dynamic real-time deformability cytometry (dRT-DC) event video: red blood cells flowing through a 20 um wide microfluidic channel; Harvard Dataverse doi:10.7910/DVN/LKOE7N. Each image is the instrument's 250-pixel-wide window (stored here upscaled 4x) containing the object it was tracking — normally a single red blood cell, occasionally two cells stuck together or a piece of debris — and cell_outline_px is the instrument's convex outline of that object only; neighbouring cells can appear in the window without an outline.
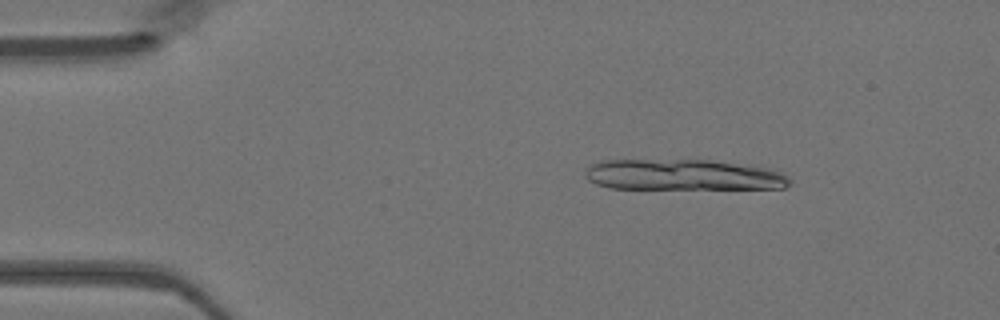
{"species": "Egyptian fruit bat (a non-hibernating species)", "species_latin": "Rousettus aegyptiacus", "temperature_condition": "warm", "stored_images_in_passage": 12, "camera_frame_rate_fps": 3000, "um_per_image_px": 0.085, "animal": {"sex": "female"}, "frame": {"image": 1, "passage_image": 7, "time_ms": 2.0, "image_size_px": [1000, 320], "cell_outline_px": [[792, 184], [784, 188], [608, 188], [596, 184], [588, 180], [584, 176], [584, 172], [592, 164], [600, 160], [708, 160], [768, 168], [780, 172], [788, 176], [792, 180]], "centroid_in_image_um": [58.05, 14.86], "position_along_channel_um": 27.0, "area_um2": 36.65}}